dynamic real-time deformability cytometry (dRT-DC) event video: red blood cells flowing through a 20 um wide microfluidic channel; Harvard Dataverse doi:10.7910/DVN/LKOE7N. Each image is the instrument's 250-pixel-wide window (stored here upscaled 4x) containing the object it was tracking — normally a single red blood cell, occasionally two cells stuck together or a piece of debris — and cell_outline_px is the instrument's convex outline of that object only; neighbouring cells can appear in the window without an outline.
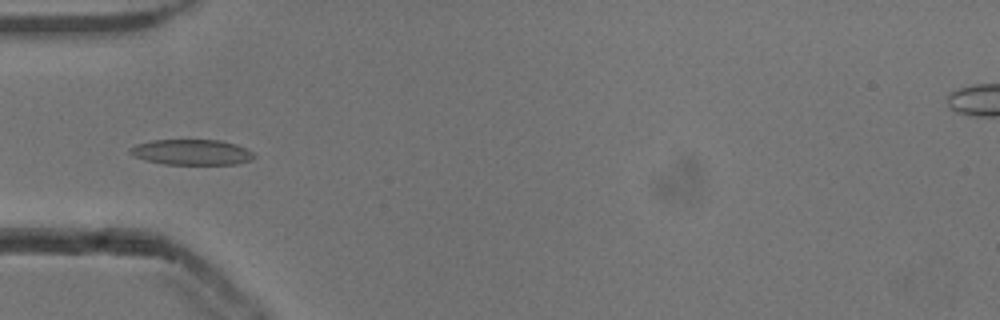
{"species": "common noctule bat (a hibernating species)", "species_latin": "Nyctalus noctula", "temperature_condition": "cold", "stored_images_in_passage": 6, "camera_frame_rate_fps": 3000, "um_per_image_px": 0.085, "animal": {"sex": "male", "body_mass_g": 13.3}, "frame": {"image": 1, "passage_image": 4, "time_ms": 1.0, "image_size_px": [1000, 320], "cell_outline_px": [[256, 156], [248, 160], [236, 164], [164, 164], [144, 160], [132, 156], [128, 152], [128, 148], [136, 144], [152, 140], [220, 140], [236, 144], [252, 152]], "centroid_in_image_um": [16.22, 12.93], "position_along_channel_um": 68.8, "area_um2": 18.44}}